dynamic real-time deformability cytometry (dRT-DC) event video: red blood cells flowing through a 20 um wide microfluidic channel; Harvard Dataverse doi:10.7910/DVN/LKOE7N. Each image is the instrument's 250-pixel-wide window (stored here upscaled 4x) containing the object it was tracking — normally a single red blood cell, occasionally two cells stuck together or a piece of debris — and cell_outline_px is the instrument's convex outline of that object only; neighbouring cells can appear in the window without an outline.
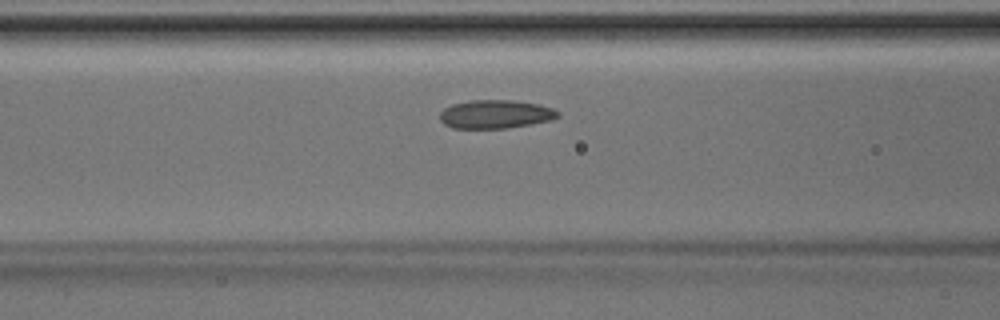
{"species": "Egyptian fruit bat (a non-hibernating species)", "species_latin": "Rousettus aegyptiacus", "temperature_condition": "room temperature", "stored_images_in_passage": 33, "camera_frame_rate_fps": 3000, "um_per_image_px": 0.085, "animal": {"sex": "male"}, "frame": {"image": 1, "passage_image": 5, "time_ms": 1.333, "image_size_px": [1000, 320], "cell_outline_px": [[560, 116], [552, 120], [508, 128], [452, 128], [444, 124], [440, 120], [440, 112], [444, 108], [452, 104], [468, 100], [512, 100], [540, 104], [552, 108], [560, 112]], "centroid_in_image_um": [42.12, 9.7], "position_along_channel_um": 124.5, "area_um2": 19.77}}
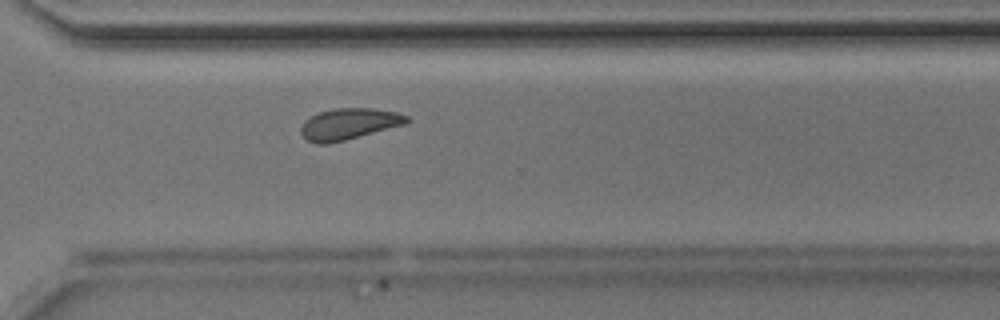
{"frame": {"image": 2, "passage_image": 20, "time_ms": 6.333, "image_size_px": [1000, 320], "cell_outline_px": [[412, 120], [408, 124], [328, 144], [316, 144], [308, 140], [300, 132], [300, 128], [304, 120], [320, 112], [336, 108], [372, 108], [396, 112], [408, 116]], "centroid_in_image_um": [29.7, 10.53], "position_along_channel_um": 340.9, "area_um2": 19.36}}
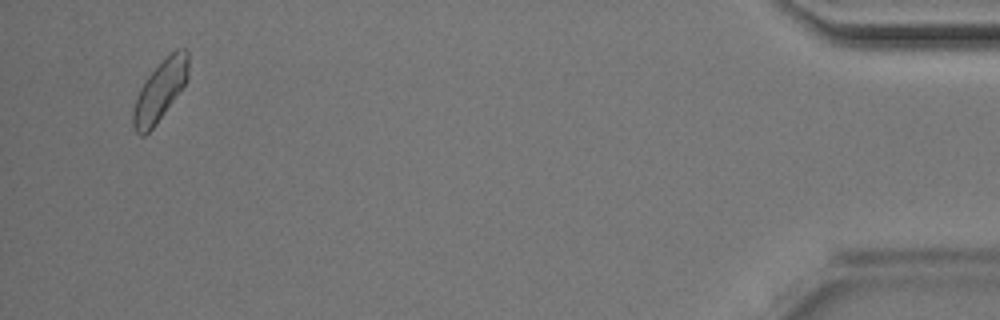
{"frame": {"image": 3, "passage_image": 31, "time_ms": 10.0, "image_size_px": [1000, 320], "cell_outline_px": [[188, 76], [184, 84], [156, 124], [144, 136], [140, 136], [136, 132], [132, 124], [132, 112], [140, 88], [144, 80], [176, 48], [184, 48], [188, 52]], "centroid_in_image_um": [13.58, 7.73], "position_along_channel_um": 421.6, "area_um2": 18.9}}